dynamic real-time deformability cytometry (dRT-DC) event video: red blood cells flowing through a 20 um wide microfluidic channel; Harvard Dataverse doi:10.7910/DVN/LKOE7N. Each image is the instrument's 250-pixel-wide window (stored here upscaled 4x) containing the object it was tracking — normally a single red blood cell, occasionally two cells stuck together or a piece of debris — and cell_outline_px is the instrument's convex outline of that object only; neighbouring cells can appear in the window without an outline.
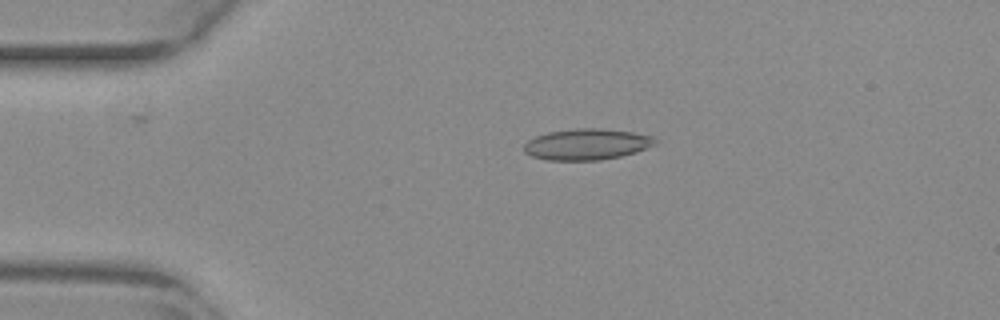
{"species": "common noctule bat (a hibernating species)", "species_latin": "Nyctalus noctula", "temperature_condition": "warm", "stored_images_in_passage": 40, "camera_frame_rate_fps": 3000, "um_per_image_px": 0.085, "animal": {"sex": "female", "body_mass_g": 29.2, "forearm_length_mm": 56.3}, "frame": {"image": 1, "passage_image": 2, "time_ms": 0.333, "image_size_px": [1000, 320], "cell_outline_px": [[656, 144], [636, 152], [620, 156], [600, 160], [548, 160], [532, 156], [524, 152], [524, 144], [528, 140], [536, 136], [548, 132], [576, 128], [600, 128], [632, 132], [656, 136]], "centroid_in_image_um": [49.89, 12.26], "position_along_channel_um": 35.1, "area_um2": 23.81}}
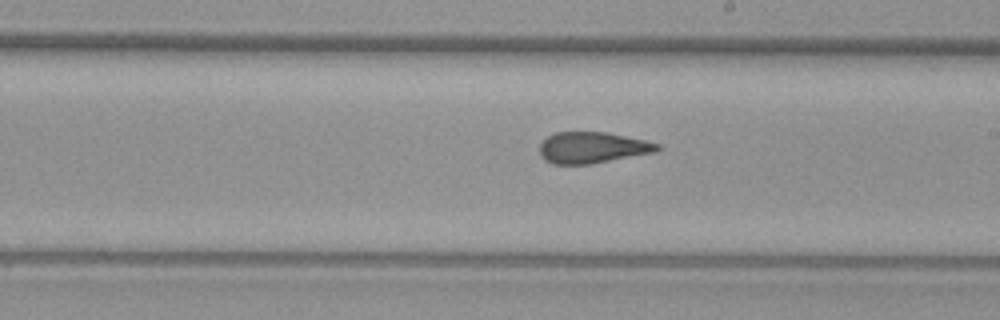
{"frame": {"image": 2, "passage_image": 21, "time_ms": 6.667, "image_size_px": [1000, 320], "cell_outline_px": [[664, 148], [656, 152], [592, 164], [552, 164], [544, 160], [540, 156], [540, 144], [548, 136], [556, 132], [608, 132], [644, 140], [660, 144]], "centroid_in_image_um": [50.38, 12.55], "position_along_channel_um": 238.6, "area_um2": 21.62}}
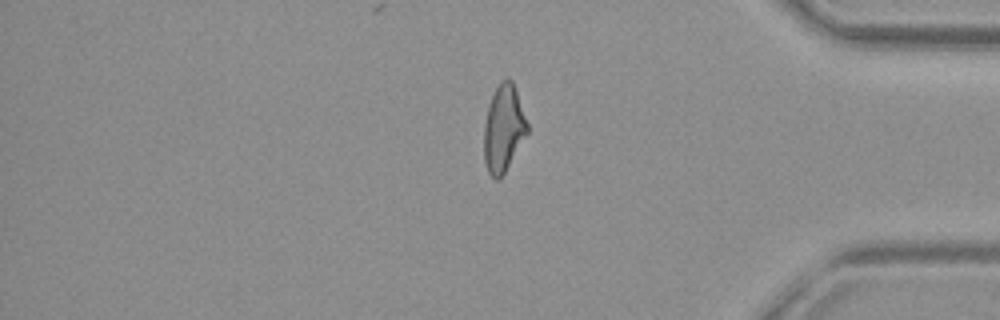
{"frame": {"image": 3, "passage_image": 35, "time_ms": 11.333, "image_size_px": [1000, 320], "cell_outline_px": [[528, 132], [500, 180], [496, 180], [488, 172], [484, 164], [484, 124], [488, 108], [492, 96], [500, 80], [512, 80], [528, 124]], "centroid_in_image_um": [42.79, 10.96], "position_along_channel_um": 392.4, "area_um2": 21.68}, "authors_computed_cell_mechanics": {"area_um2": 22.2819, "velocity_mm_per_s": 3.8536, "shape_relaxation_time_tau1_ms": null, "shape_relaxation_time_tau2_ms": 1.4508, "deformation_change_tau1": null, "deformation_change_tau2": 0.0885}}